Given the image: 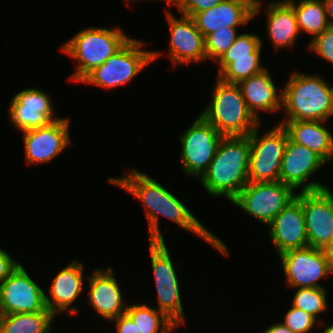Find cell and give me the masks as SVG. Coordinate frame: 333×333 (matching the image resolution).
<instances>
[{
    "label": "cell",
    "instance_id": "1",
    "mask_svg": "<svg viewBox=\"0 0 333 333\" xmlns=\"http://www.w3.org/2000/svg\"><path fill=\"white\" fill-rule=\"evenodd\" d=\"M108 181L134 195L143 202L148 222L150 241H164L159 214L172 220L179 228H183L200 236L208 244L225 256L229 255L228 248L222 240L210 232L193 215L190 210L167 190L154 180L138 170H131L122 178L110 177Z\"/></svg>",
    "mask_w": 333,
    "mask_h": 333
},
{
    "label": "cell",
    "instance_id": "2",
    "mask_svg": "<svg viewBox=\"0 0 333 333\" xmlns=\"http://www.w3.org/2000/svg\"><path fill=\"white\" fill-rule=\"evenodd\" d=\"M250 142L248 136H224L207 170L200 178L211 196L230 202L249 182Z\"/></svg>",
    "mask_w": 333,
    "mask_h": 333
},
{
    "label": "cell",
    "instance_id": "3",
    "mask_svg": "<svg viewBox=\"0 0 333 333\" xmlns=\"http://www.w3.org/2000/svg\"><path fill=\"white\" fill-rule=\"evenodd\" d=\"M282 121H327L333 116V87L317 75L293 72L282 90Z\"/></svg>",
    "mask_w": 333,
    "mask_h": 333
},
{
    "label": "cell",
    "instance_id": "4",
    "mask_svg": "<svg viewBox=\"0 0 333 333\" xmlns=\"http://www.w3.org/2000/svg\"><path fill=\"white\" fill-rule=\"evenodd\" d=\"M212 100L200 116L223 136H249L260 121L247 108L238 84L217 78Z\"/></svg>",
    "mask_w": 333,
    "mask_h": 333
},
{
    "label": "cell",
    "instance_id": "5",
    "mask_svg": "<svg viewBox=\"0 0 333 333\" xmlns=\"http://www.w3.org/2000/svg\"><path fill=\"white\" fill-rule=\"evenodd\" d=\"M120 27H89L67 41L62 51L77 60L76 71L69 79L81 82L95 68L117 53L130 39Z\"/></svg>",
    "mask_w": 333,
    "mask_h": 333
},
{
    "label": "cell",
    "instance_id": "6",
    "mask_svg": "<svg viewBox=\"0 0 333 333\" xmlns=\"http://www.w3.org/2000/svg\"><path fill=\"white\" fill-rule=\"evenodd\" d=\"M142 44L144 43L131 38L117 53L90 72L81 82L106 89L125 85L161 53L142 50Z\"/></svg>",
    "mask_w": 333,
    "mask_h": 333
},
{
    "label": "cell",
    "instance_id": "7",
    "mask_svg": "<svg viewBox=\"0 0 333 333\" xmlns=\"http://www.w3.org/2000/svg\"><path fill=\"white\" fill-rule=\"evenodd\" d=\"M258 128L257 126L248 136L249 182L279 181L280 166L288 139L287 131L281 124H277L260 137Z\"/></svg>",
    "mask_w": 333,
    "mask_h": 333
},
{
    "label": "cell",
    "instance_id": "8",
    "mask_svg": "<svg viewBox=\"0 0 333 333\" xmlns=\"http://www.w3.org/2000/svg\"><path fill=\"white\" fill-rule=\"evenodd\" d=\"M295 196V191L280 181L248 182L231 202L259 222L269 225Z\"/></svg>",
    "mask_w": 333,
    "mask_h": 333
},
{
    "label": "cell",
    "instance_id": "9",
    "mask_svg": "<svg viewBox=\"0 0 333 333\" xmlns=\"http://www.w3.org/2000/svg\"><path fill=\"white\" fill-rule=\"evenodd\" d=\"M150 256L158 297V310L178 327L185 324L179 282L164 241H150Z\"/></svg>",
    "mask_w": 333,
    "mask_h": 333
},
{
    "label": "cell",
    "instance_id": "10",
    "mask_svg": "<svg viewBox=\"0 0 333 333\" xmlns=\"http://www.w3.org/2000/svg\"><path fill=\"white\" fill-rule=\"evenodd\" d=\"M289 287L319 288L318 281L333 272V265L325 249L307 246L278 255Z\"/></svg>",
    "mask_w": 333,
    "mask_h": 333
},
{
    "label": "cell",
    "instance_id": "11",
    "mask_svg": "<svg viewBox=\"0 0 333 333\" xmlns=\"http://www.w3.org/2000/svg\"><path fill=\"white\" fill-rule=\"evenodd\" d=\"M224 136L200 115L180 137L181 165L186 174L201 177Z\"/></svg>",
    "mask_w": 333,
    "mask_h": 333
},
{
    "label": "cell",
    "instance_id": "12",
    "mask_svg": "<svg viewBox=\"0 0 333 333\" xmlns=\"http://www.w3.org/2000/svg\"><path fill=\"white\" fill-rule=\"evenodd\" d=\"M295 197L302 203L308 246L326 249L333 239V193L327 187Z\"/></svg>",
    "mask_w": 333,
    "mask_h": 333
},
{
    "label": "cell",
    "instance_id": "13",
    "mask_svg": "<svg viewBox=\"0 0 333 333\" xmlns=\"http://www.w3.org/2000/svg\"><path fill=\"white\" fill-rule=\"evenodd\" d=\"M45 292L33 281L22 264L0 284L1 314L44 311Z\"/></svg>",
    "mask_w": 333,
    "mask_h": 333
},
{
    "label": "cell",
    "instance_id": "14",
    "mask_svg": "<svg viewBox=\"0 0 333 333\" xmlns=\"http://www.w3.org/2000/svg\"><path fill=\"white\" fill-rule=\"evenodd\" d=\"M325 163L327 162L316 152L288 138L280 166L279 181L294 191L301 186V192L327 188L315 181L306 183Z\"/></svg>",
    "mask_w": 333,
    "mask_h": 333
},
{
    "label": "cell",
    "instance_id": "15",
    "mask_svg": "<svg viewBox=\"0 0 333 333\" xmlns=\"http://www.w3.org/2000/svg\"><path fill=\"white\" fill-rule=\"evenodd\" d=\"M69 120L59 118L48 125L24 131V148L28 165L53 160L69 146Z\"/></svg>",
    "mask_w": 333,
    "mask_h": 333
},
{
    "label": "cell",
    "instance_id": "16",
    "mask_svg": "<svg viewBox=\"0 0 333 333\" xmlns=\"http://www.w3.org/2000/svg\"><path fill=\"white\" fill-rule=\"evenodd\" d=\"M167 12L170 30L169 57L174 65L207 61L205 37L197 29L192 17L182 15L177 18Z\"/></svg>",
    "mask_w": 333,
    "mask_h": 333
},
{
    "label": "cell",
    "instance_id": "17",
    "mask_svg": "<svg viewBox=\"0 0 333 333\" xmlns=\"http://www.w3.org/2000/svg\"><path fill=\"white\" fill-rule=\"evenodd\" d=\"M48 96L38 88L24 89L15 94L8 109L13 126L24 132L59 119L53 117V103Z\"/></svg>",
    "mask_w": 333,
    "mask_h": 333
},
{
    "label": "cell",
    "instance_id": "18",
    "mask_svg": "<svg viewBox=\"0 0 333 333\" xmlns=\"http://www.w3.org/2000/svg\"><path fill=\"white\" fill-rule=\"evenodd\" d=\"M277 253L308 246L302 203L295 197L268 225Z\"/></svg>",
    "mask_w": 333,
    "mask_h": 333
},
{
    "label": "cell",
    "instance_id": "19",
    "mask_svg": "<svg viewBox=\"0 0 333 333\" xmlns=\"http://www.w3.org/2000/svg\"><path fill=\"white\" fill-rule=\"evenodd\" d=\"M89 281V304L104 319L109 321L123 315L127 306L123 303L119 284L109 267L97 269L93 275L87 276Z\"/></svg>",
    "mask_w": 333,
    "mask_h": 333
},
{
    "label": "cell",
    "instance_id": "20",
    "mask_svg": "<svg viewBox=\"0 0 333 333\" xmlns=\"http://www.w3.org/2000/svg\"><path fill=\"white\" fill-rule=\"evenodd\" d=\"M83 274L82 262L75 260L65 266L54 277L49 289L50 297L45 294V305L55 316L65 310L67 311V309H69L71 315L79 314V309L76 307L70 308V305L84 291Z\"/></svg>",
    "mask_w": 333,
    "mask_h": 333
},
{
    "label": "cell",
    "instance_id": "21",
    "mask_svg": "<svg viewBox=\"0 0 333 333\" xmlns=\"http://www.w3.org/2000/svg\"><path fill=\"white\" fill-rule=\"evenodd\" d=\"M268 70L252 75L238 83L247 108L259 119L260 111L276 112L282 108V90L279 92ZM259 110V111H258Z\"/></svg>",
    "mask_w": 333,
    "mask_h": 333
},
{
    "label": "cell",
    "instance_id": "22",
    "mask_svg": "<svg viewBox=\"0 0 333 333\" xmlns=\"http://www.w3.org/2000/svg\"><path fill=\"white\" fill-rule=\"evenodd\" d=\"M192 18L197 29L206 37L226 27L237 28L248 24L254 18V12L241 2L223 0L213 8L196 13Z\"/></svg>",
    "mask_w": 333,
    "mask_h": 333
},
{
    "label": "cell",
    "instance_id": "23",
    "mask_svg": "<svg viewBox=\"0 0 333 333\" xmlns=\"http://www.w3.org/2000/svg\"><path fill=\"white\" fill-rule=\"evenodd\" d=\"M324 121H282L288 138L320 155L326 162L333 159V135L322 125Z\"/></svg>",
    "mask_w": 333,
    "mask_h": 333
},
{
    "label": "cell",
    "instance_id": "24",
    "mask_svg": "<svg viewBox=\"0 0 333 333\" xmlns=\"http://www.w3.org/2000/svg\"><path fill=\"white\" fill-rule=\"evenodd\" d=\"M266 14L267 32L274 47L292 48L300 34L293 6L287 0L271 2Z\"/></svg>",
    "mask_w": 333,
    "mask_h": 333
},
{
    "label": "cell",
    "instance_id": "25",
    "mask_svg": "<svg viewBox=\"0 0 333 333\" xmlns=\"http://www.w3.org/2000/svg\"><path fill=\"white\" fill-rule=\"evenodd\" d=\"M55 315L47 308L34 313L1 314L0 333H50Z\"/></svg>",
    "mask_w": 333,
    "mask_h": 333
},
{
    "label": "cell",
    "instance_id": "26",
    "mask_svg": "<svg viewBox=\"0 0 333 333\" xmlns=\"http://www.w3.org/2000/svg\"><path fill=\"white\" fill-rule=\"evenodd\" d=\"M294 9L299 32L310 34L313 39L330 25L323 0H287Z\"/></svg>",
    "mask_w": 333,
    "mask_h": 333
},
{
    "label": "cell",
    "instance_id": "27",
    "mask_svg": "<svg viewBox=\"0 0 333 333\" xmlns=\"http://www.w3.org/2000/svg\"><path fill=\"white\" fill-rule=\"evenodd\" d=\"M126 314L139 329V333H171L178 327L163 312L146 304L126 305Z\"/></svg>",
    "mask_w": 333,
    "mask_h": 333
},
{
    "label": "cell",
    "instance_id": "28",
    "mask_svg": "<svg viewBox=\"0 0 333 333\" xmlns=\"http://www.w3.org/2000/svg\"><path fill=\"white\" fill-rule=\"evenodd\" d=\"M262 41L255 33L240 34L226 53L217 61L218 74L230 63L232 58L260 57Z\"/></svg>",
    "mask_w": 333,
    "mask_h": 333
},
{
    "label": "cell",
    "instance_id": "29",
    "mask_svg": "<svg viewBox=\"0 0 333 333\" xmlns=\"http://www.w3.org/2000/svg\"><path fill=\"white\" fill-rule=\"evenodd\" d=\"M264 69L266 68L261 65L260 57L232 58V62L218 74V78L227 83L238 84Z\"/></svg>",
    "mask_w": 333,
    "mask_h": 333
},
{
    "label": "cell",
    "instance_id": "30",
    "mask_svg": "<svg viewBox=\"0 0 333 333\" xmlns=\"http://www.w3.org/2000/svg\"><path fill=\"white\" fill-rule=\"evenodd\" d=\"M292 306L311 314L317 319V314L327 310V299L325 287L319 288H296Z\"/></svg>",
    "mask_w": 333,
    "mask_h": 333
},
{
    "label": "cell",
    "instance_id": "31",
    "mask_svg": "<svg viewBox=\"0 0 333 333\" xmlns=\"http://www.w3.org/2000/svg\"><path fill=\"white\" fill-rule=\"evenodd\" d=\"M237 28L226 27L205 37V51L207 59L217 62L231 47L239 35Z\"/></svg>",
    "mask_w": 333,
    "mask_h": 333
},
{
    "label": "cell",
    "instance_id": "32",
    "mask_svg": "<svg viewBox=\"0 0 333 333\" xmlns=\"http://www.w3.org/2000/svg\"><path fill=\"white\" fill-rule=\"evenodd\" d=\"M316 320L311 314L291 305V308L285 314L284 321L281 323L293 333H308L315 326Z\"/></svg>",
    "mask_w": 333,
    "mask_h": 333
},
{
    "label": "cell",
    "instance_id": "33",
    "mask_svg": "<svg viewBox=\"0 0 333 333\" xmlns=\"http://www.w3.org/2000/svg\"><path fill=\"white\" fill-rule=\"evenodd\" d=\"M308 49L333 64V26L329 25L320 35L312 39Z\"/></svg>",
    "mask_w": 333,
    "mask_h": 333
},
{
    "label": "cell",
    "instance_id": "34",
    "mask_svg": "<svg viewBox=\"0 0 333 333\" xmlns=\"http://www.w3.org/2000/svg\"><path fill=\"white\" fill-rule=\"evenodd\" d=\"M223 0H178L176 6L182 15L193 17L196 13L213 8Z\"/></svg>",
    "mask_w": 333,
    "mask_h": 333
},
{
    "label": "cell",
    "instance_id": "35",
    "mask_svg": "<svg viewBox=\"0 0 333 333\" xmlns=\"http://www.w3.org/2000/svg\"><path fill=\"white\" fill-rule=\"evenodd\" d=\"M20 263L0 248V284L18 267Z\"/></svg>",
    "mask_w": 333,
    "mask_h": 333
},
{
    "label": "cell",
    "instance_id": "36",
    "mask_svg": "<svg viewBox=\"0 0 333 333\" xmlns=\"http://www.w3.org/2000/svg\"><path fill=\"white\" fill-rule=\"evenodd\" d=\"M111 321H116V333H139V329L126 313Z\"/></svg>",
    "mask_w": 333,
    "mask_h": 333
},
{
    "label": "cell",
    "instance_id": "37",
    "mask_svg": "<svg viewBox=\"0 0 333 333\" xmlns=\"http://www.w3.org/2000/svg\"><path fill=\"white\" fill-rule=\"evenodd\" d=\"M264 333H293L288 327L283 323H276L268 327Z\"/></svg>",
    "mask_w": 333,
    "mask_h": 333
},
{
    "label": "cell",
    "instance_id": "38",
    "mask_svg": "<svg viewBox=\"0 0 333 333\" xmlns=\"http://www.w3.org/2000/svg\"><path fill=\"white\" fill-rule=\"evenodd\" d=\"M245 4L248 8H250L254 12V16H256L260 11L261 1L259 0H235Z\"/></svg>",
    "mask_w": 333,
    "mask_h": 333
},
{
    "label": "cell",
    "instance_id": "39",
    "mask_svg": "<svg viewBox=\"0 0 333 333\" xmlns=\"http://www.w3.org/2000/svg\"><path fill=\"white\" fill-rule=\"evenodd\" d=\"M326 8L329 24L333 26V0H323Z\"/></svg>",
    "mask_w": 333,
    "mask_h": 333
},
{
    "label": "cell",
    "instance_id": "40",
    "mask_svg": "<svg viewBox=\"0 0 333 333\" xmlns=\"http://www.w3.org/2000/svg\"><path fill=\"white\" fill-rule=\"evenodd\" d=\"M326 253L328 254L331 263L333 265V239L331 241V243L329 244V246L325 249Z\"/></svg>",
    "mask_w": 333,
    "mask_h": 333
},
{
    "label": "cell",
    "instance_id": "41",
    "mask_svg": "<svg viewBox=\"0 0 333 333\" xmlns=\"http://www.w3.org/2000/svg\"><path fill=\"white\" fill-rule=\"evenodd\" d=\"M322 333H333V325H330L329 327H325Z\"/></svg>",
    "mask_w": 333,
    "mask_h": 333
},
{
    "label": "cell",
    "instance_id": "42",
    "mask_svg": "<svg viewBox=\"0 0 333 333\" xmlns=\"http://www.w3.org/2000/svg\"><path fill=\"white\" fill-rule=\"evenodd\" d=\"M164 1H165V0H164ZM166 1H167L169 4H171V3H172V4H174V5H175V4H176V2H177L178 0H166Z\"/></svg>",
    "mask_w": 333,
    "mask_h": 333
}]
</instances>
